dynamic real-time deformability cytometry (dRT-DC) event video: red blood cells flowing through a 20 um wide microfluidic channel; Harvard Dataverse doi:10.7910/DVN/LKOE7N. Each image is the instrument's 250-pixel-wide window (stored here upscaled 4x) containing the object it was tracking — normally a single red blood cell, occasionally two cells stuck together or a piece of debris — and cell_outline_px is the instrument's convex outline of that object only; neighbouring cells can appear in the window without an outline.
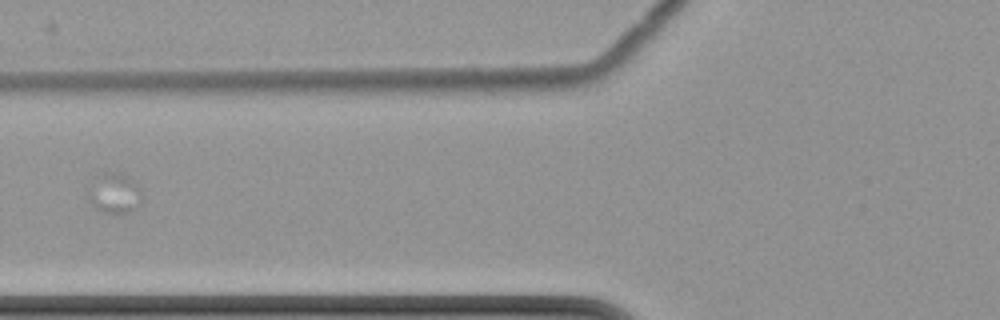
{"species": "common noctule bat (a hibernating species)", "species_latin": "Nyctalus noctula", "temperature_condition": "cold", "stored_images_in_passage": 5, "camera_frame_rate_fps": 3000, "um_per_image_px": 0.085, "animal": {"sex": "female", "body_mass_g": 22.7, "forearm_length_mm": 54.2}, "frame": {"image": 1, "passage_image": 2, "time_ms": 1.333, "image_size_px": [1000, 320], "cell_outline_px": [[140, 204], [132, 212], [120, 216], [100, 212], [88, 200], [88, 188], [96, 172], [116, 172], [128, 176], [140, 188]], "centroid_in_image_um": [9.68, 16.45], "position_along_channel_um": 116.1, "area_um2": 13.24}}
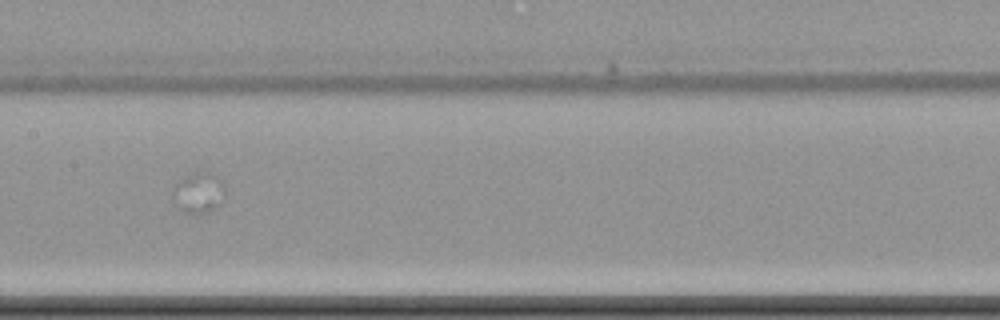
{"frame": {"image": 2, "passage_image": 4, "time_ms": 3.667, "image_size_px": [1000, 320], "cell_outline_px": [[224, 200], [220, 204], [196, 216], [184, 212], [172, 200], [172, 192], [176, 184], [184, 176], [192, 172], [208, 172], [216, 176], [220, 180], [224, 188]], "centroid_in_image_um": [16.85, 16.39], "position_along_channel_um": 190.5, "area_um2": 12.37}}
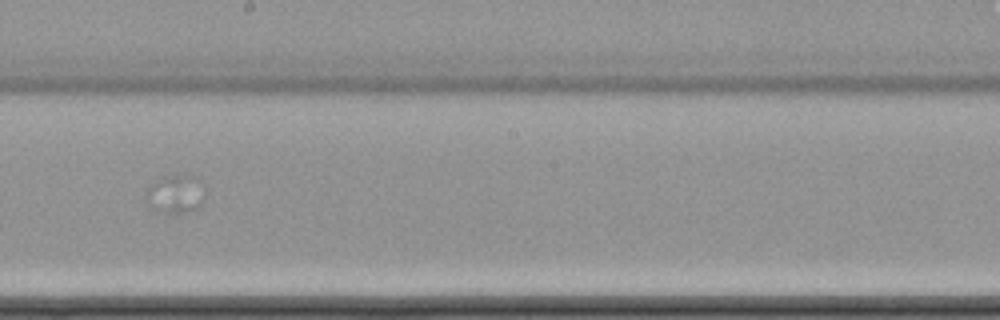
{"frame": {"image": 3, "passage_image": 5, "time_ms": 5.0, "image_size_px": [1000, 320], "cell_outline_px": [[200, 204], [196, 208], [184, 212], [156, 212], [148, 208], [148, 188], [160, 176], [192, 176]], "centroid_in_image_um": [14.7, 16.54], "position_along_channel_um": 233.5, "area_um2": 11.73}}